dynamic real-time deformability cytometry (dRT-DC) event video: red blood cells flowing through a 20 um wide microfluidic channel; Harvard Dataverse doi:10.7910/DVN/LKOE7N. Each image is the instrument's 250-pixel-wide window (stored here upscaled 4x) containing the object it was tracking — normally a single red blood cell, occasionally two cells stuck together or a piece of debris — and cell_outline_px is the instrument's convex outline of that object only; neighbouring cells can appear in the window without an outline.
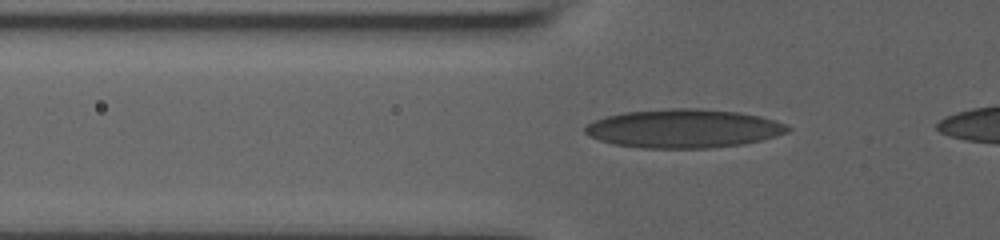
{"species": "human", "species_latin": "Homo sapiens", "temperature_condition": "room temperature", "stored_images_in_passage": 20, "camera_frame_rate_fps": 3000, "um_per_image_px": 0.085, "donor": {"sex": "male"}, "frame": {"image": 1, "passage_image": 5, "time_ms": 1.667, "image_size_px": [1000, 240], "cell_outline_px": [[792, 128], [788, 132], [776, 136], [744, 144], [708, 148], [640, 148], [616, 144], [600, 140], [588, 136], [584, 132], [584, 128], [588, 124], [596, 120], [608, 116], [624, 112], [672, 108], [696, 108], [740, 112], [760, 116], [776, 120], [788, 124]], "centroid_in_image_um": [58.15, 10.92], "position_along_channel_um": 67.6, "area_um2": 45.72}}
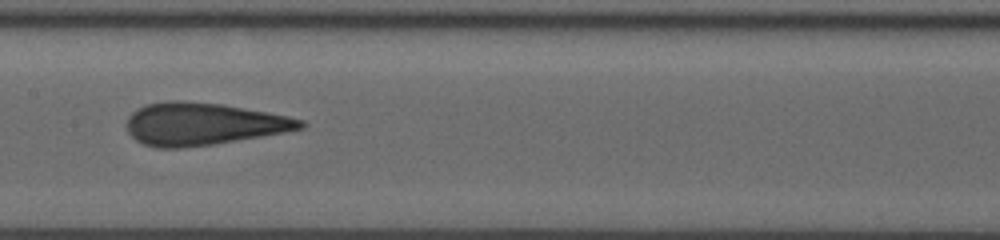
{"frame": {"image": 2, "passage_image": 11, "time_ms": 5.0, "image_size_px": [1000, 240], "cell_outline_px": [[308, 124], [304, 128], [284, 132], [212, 144], [180, 148], [156, 148], [144, 144], [136, 140], [128, 132], [128, 116], [136, 108], [148, 104], [168, 100], [184, 100], [224, 104], [288, 116], [304, 120]], "centroid_in_image_um": [17.26, 10.52], "position_along_channel_um": 190.1, "area_um2": 42.89}}
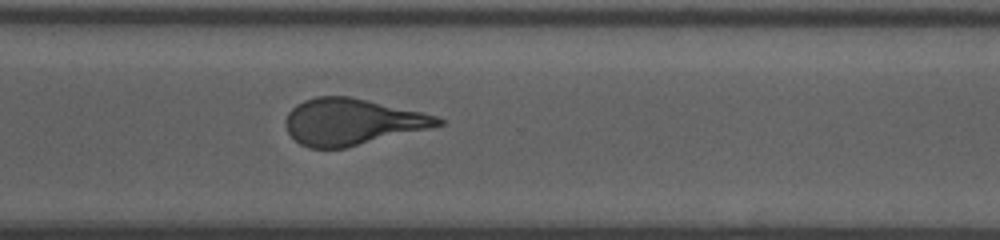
{"frame": {"image": 3, "passage_image": 20, "time_ms": 9.0, "image_size_px": [1000, 240], "cell_outline_px": [[444, 124], [428, 128], [344, 148], [308, 148], [300, 144], [288, 132], [284, 120], [288, 112], [296, 104], [304, 100], [316, 96], [348, 96], [420, 112], [436, 116], [444, 120]], "centroid_in_image_um": [29.85, 10.35], "position_along_channel_um": 340.7, "area_um2": 40.58}}